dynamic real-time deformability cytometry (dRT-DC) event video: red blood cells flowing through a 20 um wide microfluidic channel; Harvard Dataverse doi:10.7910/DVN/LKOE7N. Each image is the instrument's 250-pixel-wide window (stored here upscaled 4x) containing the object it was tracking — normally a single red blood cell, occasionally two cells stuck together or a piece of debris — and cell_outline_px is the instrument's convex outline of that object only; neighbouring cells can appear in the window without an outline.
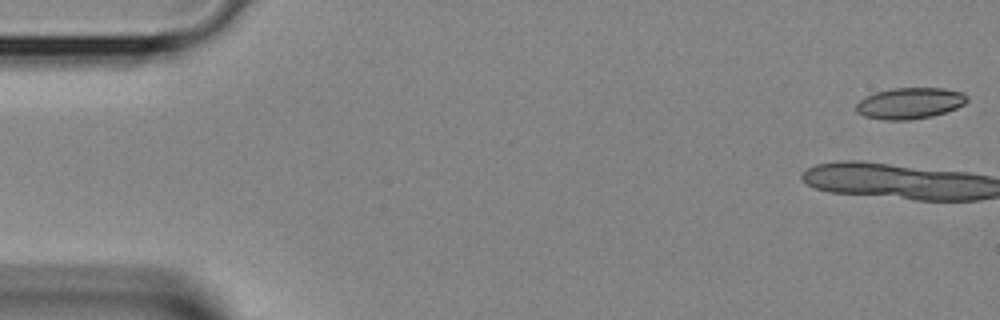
{"species": "Egyptian fruit bat (a non-hibernating species)", "species_latin": "Rousettus aegyptiacus", "temperature_condition": "room temperature", "stored_images_in_passage": 9, "camera_frame_rate_fps": 3000, "um_per_image_px": 0.085, "animal": {"sex": "female"}, "frame": {"image": 1, "passage_image": 1, "time_ms": 0.0, "image_size_px": [1000, 320], "cell_outline_px": [[968, 100], [964, 104], [956, 108], [932, 116], [908, 120], [884, 120], [864, 116], [856, 112], [856, 104], [864, 96], [876, 92], [892, 88], [944, 88], [964, 92], [968, 96]], "centroid_in_image_um": [77.33, 8.77], "position_along_channel_um": 7.7, "area_um2": 20.29}}
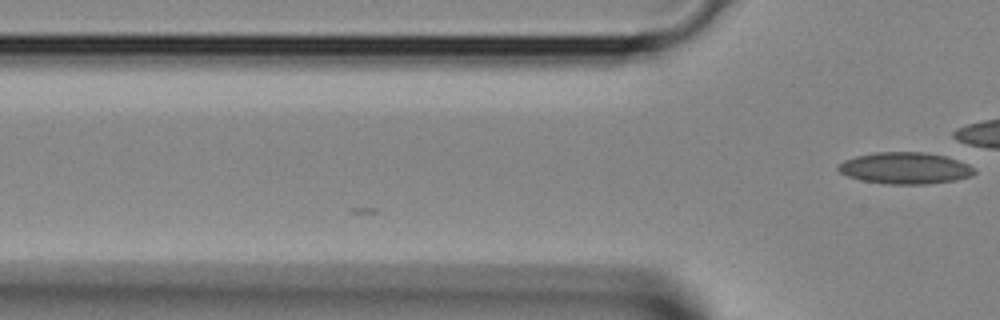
{"frame": {"image": 2, "passage_image": 9, "time_ms": 2.667, "image_size_px": [1000, 320], "cell_outline_px": [[976, 172], [972, 176], [956, 180], [928, 184], [884, 184], [860, 180], [848, 176], [840, 172], [836, 168], [836, 164], [844, 160], [856, 156], [876, 152], [924, 152], [948, 156], [960, 160], [976, 168]], "centroid_in_image_um": [76.95, 14.29], "position_along_channel_um": 48.8, "area_um2": 25.49}}